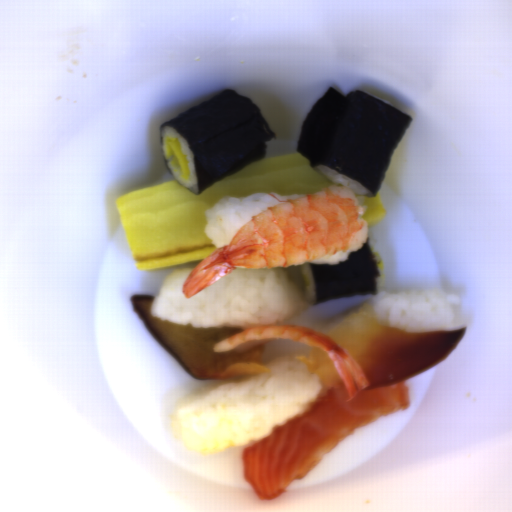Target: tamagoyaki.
Segmentation results:
<instances>
[{
	"mask_svg": "<svg viewBox=\"0 0 512 512\" xmlns=\"http://www.w3.org/2000/svg\"><path fill=\"white\" fill-rule=\"evenodd\" d=\"M333 184L297 152L262 158L199 194L175 179L119 196L114 204L135 266L151 272L203 261L218 248L205 228L207 211L221 198L305 195Z\"/></svg>",
	"mask_w": 512,
	"mask_h": 512,
	"instance_id": "obj_1",
	"label": "tamagoyaki"
},
{
	"mask_svg": "<svg viewBox=\"0 0 512 512\" xmlns=\"http://www.w3.org/2000/svg\"><path fill=\"white\" fill-rule=\"evenodd\" d=\"M357 198L364 208L363 216L367 227L386 218V211L379 191L374 196H357Z\"/></svg>",
	"mask_w": 512,
	"mask_h": 512,
	"instance_id": "obj_2",
	"label": "tamagoyaki"
}]
</instances>
